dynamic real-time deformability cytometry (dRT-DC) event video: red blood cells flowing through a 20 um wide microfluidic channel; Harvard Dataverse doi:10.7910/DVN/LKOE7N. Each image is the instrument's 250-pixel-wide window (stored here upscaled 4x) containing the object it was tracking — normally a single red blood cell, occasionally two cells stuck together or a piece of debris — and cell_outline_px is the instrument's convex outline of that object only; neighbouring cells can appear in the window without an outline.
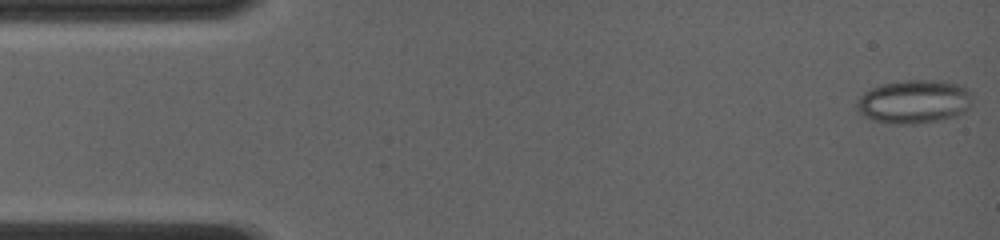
{"species": "common noctule bat (a hibernating species)", "species_latin": "Nyctalus noctula", "temperature_condition": "room temperature", "stored_images_in_passage": 13, "camera_frame_rate_fps": 4000, "um_per_image_px": 0.085, "animal": {"sex": "female", "body_mass_g": 19.0, "forearm_length_mm": 56.7}, "frame": {"image": 1, "passage_image": 1, "time_ms": 0.0, "image_size_px": [1000, 240], "cell_outline_px": [[972, 104], [964, 112], [956, 116], [940, 120], [912, 124], [888, 124], [872, 120], [864, 116], [856, 108], [856, 104], [860, 96], [864, 92], [872, 88], [884, 84], [904, 80], [940, 80], [960, 84], [968, 88], [972, 92]], "centroid_in_image_um": [77.73, 8.64], "position_along_channel_um": 7.3, "area_um2": 29.71}}